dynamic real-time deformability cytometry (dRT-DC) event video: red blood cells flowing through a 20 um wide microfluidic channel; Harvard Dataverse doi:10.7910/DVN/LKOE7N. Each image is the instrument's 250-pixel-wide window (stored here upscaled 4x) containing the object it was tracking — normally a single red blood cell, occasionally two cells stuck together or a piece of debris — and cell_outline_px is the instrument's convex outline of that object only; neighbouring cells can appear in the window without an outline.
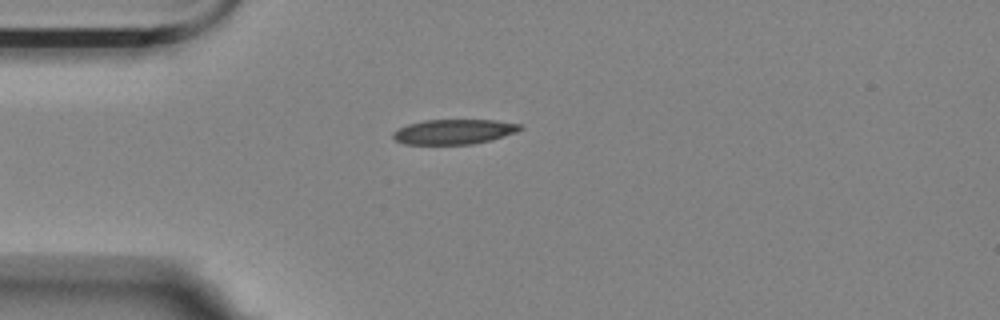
{"species": "Egyptian fruit bat (a non-hibernating species)", "species_latin": "Rousettus aegyptiacus", "temperature_condition": "room temperature", "stored_images_in_passage": 3, "camera_frame_rate_fps": 3000, "um_per_image_px": 0.085, "animal": {"sex": "female"}, "frame": {"image": 1, "passage_image": 3, "time_ms": 0.667, "image_size_px": [1000, 320], "cell_outline_px": [[524, 128], [516, 132], [488, 140], [472, 144], [404, 144], [396, 140], [392, 136], [392, 132], [408, 124], [424, 120], [496, 120], [520, 124]], "centroid_in_image_um": [38.57, 11.19], "position_along_channel_um": 46.4, "area_um2": 18.26}}